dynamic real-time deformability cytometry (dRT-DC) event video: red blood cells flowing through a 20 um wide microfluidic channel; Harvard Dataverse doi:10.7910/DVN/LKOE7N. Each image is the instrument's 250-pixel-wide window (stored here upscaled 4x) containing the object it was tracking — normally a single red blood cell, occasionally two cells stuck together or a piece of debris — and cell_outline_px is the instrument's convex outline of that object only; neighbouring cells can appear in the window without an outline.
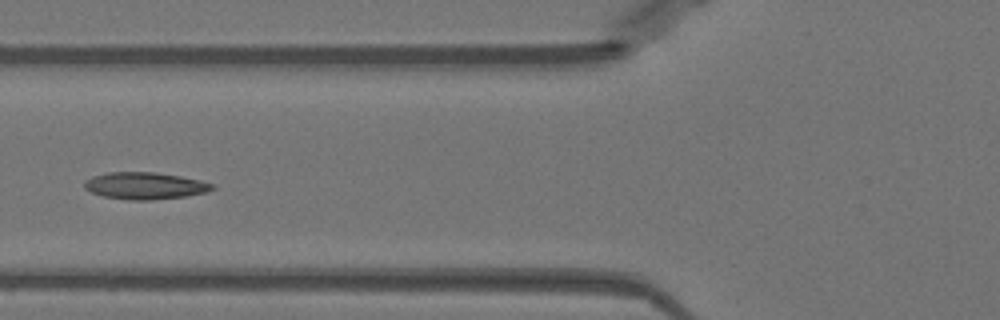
{"species": "Egyptian fruit bat (a non-hibernating species)", "species_latin": "Rousettus aegyptiacus", "temperature_condition": "warm", "stored_images_in_passage": 51, "camera_frame_rate_fps": 3000, "um_per_image_px": 0.085, "animal": {"sex": "female"}, "frame": {"image": 1, "passage_image": 20, "time_ms": 6.333, "image_size_px": [1000, 320], "cell_outline_px": [[216, 188], [208, 192], [184, 196], [152, 200], [128, 200], [104, 196], [92, 192], [84, 188], [84, 180], [92, 176], [108, 172], [156, 172], [180, 176], [200, 180], [216, 184]], "centroid_in_image_um": [12.34, 15.78], "position_along_channel_um": 113.5, "area_um2": 20.23}}
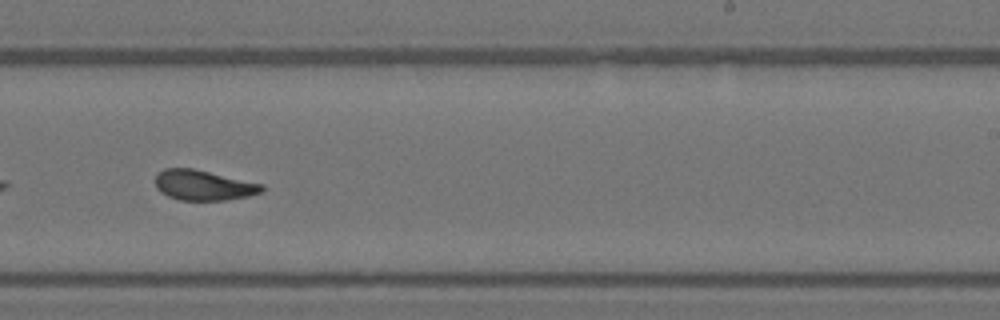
{"frame": {"image": 2, "passage_image": 32, "time_ms": 10.333, "image_size_px": [1000, 320], "cell_outline_px": [[264, 188], [260, 192], [248, 196], [224, 200], [180, 200], [168, 196], [160, 192], [156, 188], [156, 172], [164, 168], [192, 168], [264, 184]], "centroid_in_image_um": [17.26, 15.74], "position_along_channel_um": 271.7, "area_um2": 18.73}}
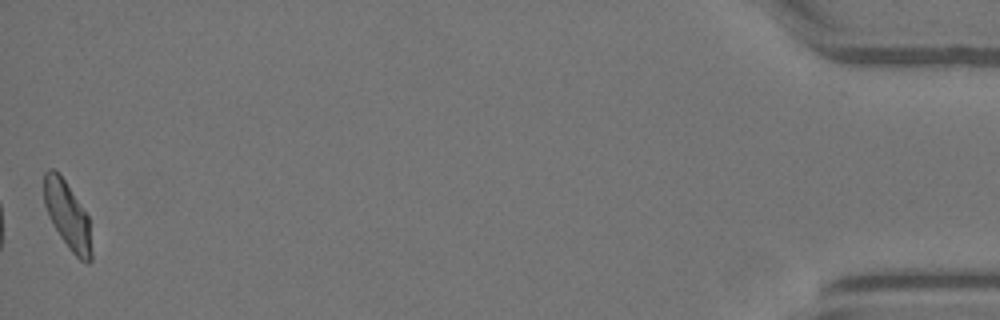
{"frame": {"image": 3, "passage_image": 51, "time_ms": 16.667, "image_size_px": [1000, 320], "cell_outline_px": [[92, 260], [88, 264], [80, 260], [68, 248], [60, 236], [48, 216], [44, 204], [44, 172], [48, 168], [52, 168], [64, 180], [88, 216], [92, 252]], "centroid_in_image_um": [5.73, 18.34], "position_along_channel_um": 429.5, "area_um2": 18.44}, "authors_computed_cell_mechanics": {"area_um2": 19.3052, "velocity_mm_per_s": 3.9644, "shape_relaxation_time_tau1_ms": 5.6023, "shape_relaxation_time_tau2_ms": 1.9294, "deformation_change_tau1": 0.1443, "deformation_change_tau2": 0.0847}}